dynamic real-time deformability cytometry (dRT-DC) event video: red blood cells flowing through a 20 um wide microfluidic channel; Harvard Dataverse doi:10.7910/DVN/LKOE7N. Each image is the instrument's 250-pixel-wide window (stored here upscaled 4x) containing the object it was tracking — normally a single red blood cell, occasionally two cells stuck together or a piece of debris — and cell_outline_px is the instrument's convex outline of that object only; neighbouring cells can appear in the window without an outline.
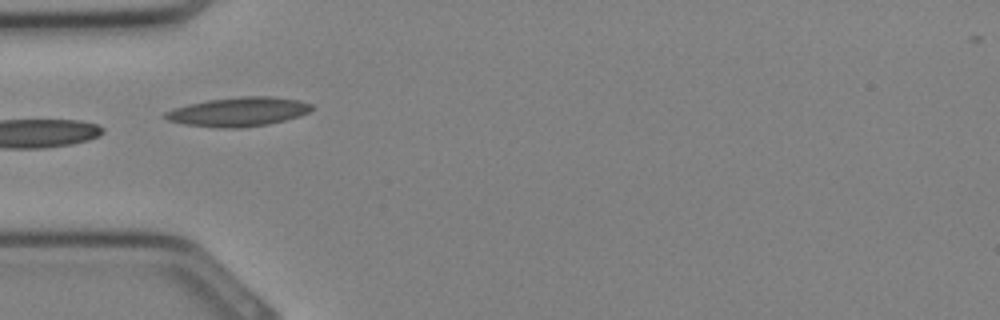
{"species": "Egyptian fruit bat (a non-hibernating species)", "species_latin": "Rousettus aegyptiacus", "temperature_condition": "cold", "stored_images_in_passage": 27, "camera_frame_rate_fps": 3000, "um_per_image_px": 0.085, "animal": {"sex": "female"}, "frame": {"image": 1, "passage_image": 5, "time_ms": 1.333, "image_size_px": [1000, 320], "cell_outline_px": [[312, 108], [308, 112], [300, 116], [268, 124], [240, 128], [216, 128], [184, 124], [168, 120], [164, 116], [164, 112], [188, 104], [208, 100], [244, 96], [268, 96], [300, 100], [312, 104]], "centroid_in_image_um": [20.27, 9.5], "position_along_channel_um": 64.7, "area_um2": 24.74}}